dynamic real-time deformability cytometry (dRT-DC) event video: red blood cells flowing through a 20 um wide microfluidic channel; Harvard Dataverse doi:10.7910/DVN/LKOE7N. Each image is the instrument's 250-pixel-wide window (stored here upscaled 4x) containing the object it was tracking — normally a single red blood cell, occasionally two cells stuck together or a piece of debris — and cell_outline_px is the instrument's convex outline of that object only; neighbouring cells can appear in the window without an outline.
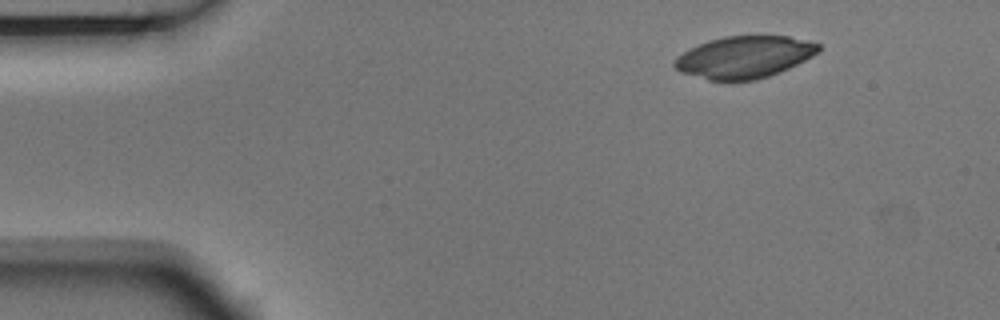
{"species": "Egyptian fruit bat (a non-hibernating species)", "species_latin": "Rousettus aegyptiacus", "temperature_condition": "room temperature", "stored_images_in_passage": 4, "segment_of_instrument_passage": [2, 2], "camera_frame_rate_fps": 3000, "um_per_image_px": 0.085, "animal": {"sex": "male"}, "frame": {"image": 1, "passage_image": 4, "time_ms": 1.0, "image_size_px": [1000, 320], "cell_outline_px": [[820, 52], [788, 68], [768, 76], [756, 80], [728, 84], [708, 80], [680, 72], [672, 64], [676, 56], [708, 40], [724, 36], [788, 36], [820, 44]], "centroid_in_image_um": [63.23, 4.89], "position_along_channel_um": 21.8, "area_um2": 35.66}}